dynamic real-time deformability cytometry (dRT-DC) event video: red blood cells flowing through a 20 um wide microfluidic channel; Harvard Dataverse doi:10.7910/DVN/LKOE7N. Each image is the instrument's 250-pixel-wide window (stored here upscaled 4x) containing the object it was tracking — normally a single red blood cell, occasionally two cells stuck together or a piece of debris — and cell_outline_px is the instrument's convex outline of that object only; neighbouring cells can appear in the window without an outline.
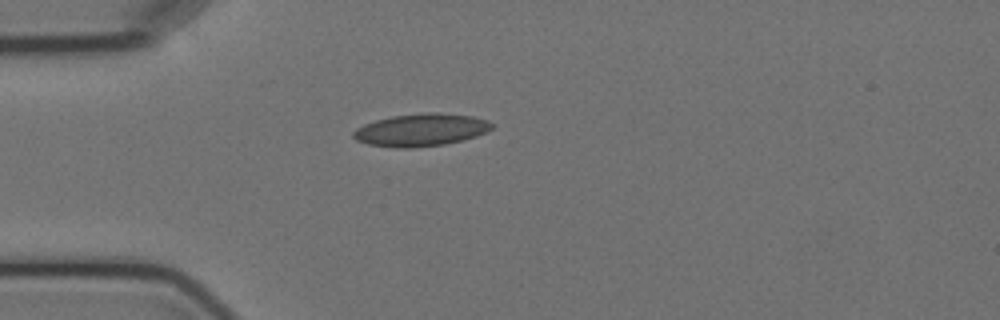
{"species": "Egyptian fruit bat (a non-hibernating species)", "species_latin": "Rousettus aegyptiacus", "temperature_condition": "cold", "stored_images_in_passage": 3, "camera_frame_rate_fps": 3000, "um_per_image_px": 0.085, "animal": {"sex": "female"}, "frame": {"image": 1, "passage_image": 3, "time_ms": 3.333, "image_size_px": [1000, 320], "cell_outline_px": [[492, 128], [476, 136], [444, 144], [412, 148], [396, 148], [368, 144], [356, 140], [352, 136], [352, 132], [356, 128], [364, 124], [376, 120], [392, 116], [428, 112], [436, 112], [472, 116], [488, 120], [492, 124]], "centroid_in_image_um": [35.74, 11.04], "position_along_channel_um": 49.3, "area_um2": 26.13}}